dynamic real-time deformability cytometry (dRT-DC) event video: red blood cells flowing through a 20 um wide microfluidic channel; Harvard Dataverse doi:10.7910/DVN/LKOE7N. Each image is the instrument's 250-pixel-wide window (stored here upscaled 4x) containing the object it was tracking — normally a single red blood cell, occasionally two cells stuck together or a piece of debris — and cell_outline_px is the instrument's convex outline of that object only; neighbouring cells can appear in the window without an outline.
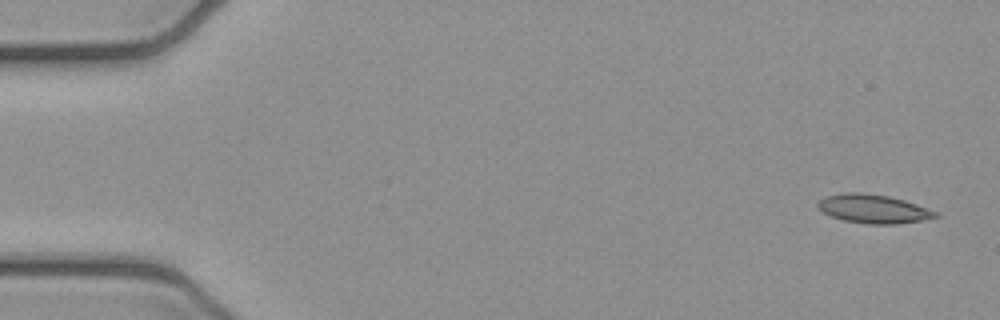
{"species": "common noctule bat (a hibernating species)", "species_latin": "Nyctalus noctula", "temperature_condition": "cold", "stored_images_in_passage": 5, "segment_of_instrument_passage": [1, 2], "camera_frame_rate_fps": 3000, "um_per_image_px": 0.085, "animal": {"sex": "female", "body_mass_g": 21.9}, "frame": {"image": 1, "passage_image": 1, "time_ms": 0.0, "image_size_px": [1000, 320], "cell_outline_px": [[940, 216], [920, 220], [896, 224], [868, 224], [844, 220], [832, 216], [824, 212], [816, 204], [824, 196], [844, 192], [856, 192], [888, 196], [904, 200], [940, 212]], "centroid_in_image_um": [74.25, 17.75], "position_along_channel_um": 10.7, "area_um2": 19.54}}